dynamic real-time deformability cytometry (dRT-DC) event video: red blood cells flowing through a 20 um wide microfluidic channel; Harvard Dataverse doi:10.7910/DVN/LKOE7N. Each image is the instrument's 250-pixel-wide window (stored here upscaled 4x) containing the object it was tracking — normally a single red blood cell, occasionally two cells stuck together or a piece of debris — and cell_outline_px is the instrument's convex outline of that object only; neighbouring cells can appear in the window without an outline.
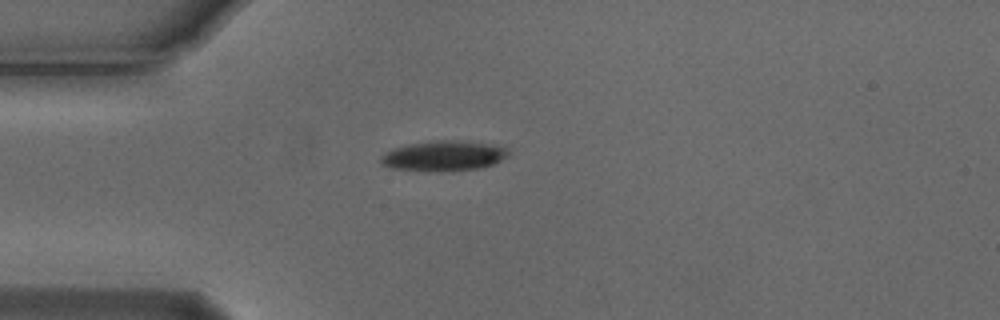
{"species": "Egyptian fruit bat (a non-hibernating species)", "species_latin": "Rousettus aegyptiacus", "temperature_condition": "cold", "stored_images_in_passage": 2, "camera_frame_rate_fps": 3000, "um_per_image_px": 0.085, "animal": {"sex": "male"}, "frame": {"image": 1, "passage_image": 1, "time_ms": 0.0, "image_size_px": [1000, 320], "cell_outline_px": [[508, 156], [492, 164], [480, 168], [440, 172], [392, 168], [380, 164], [380, 156], [396, 148], [408, 144], [428, 140], [452, 140], [484, 144], [508, 148]], "centroid_in_image_um": [37.67, 13.26], "position_along_channel_um": 47.3, "area_um2": 22.2}}